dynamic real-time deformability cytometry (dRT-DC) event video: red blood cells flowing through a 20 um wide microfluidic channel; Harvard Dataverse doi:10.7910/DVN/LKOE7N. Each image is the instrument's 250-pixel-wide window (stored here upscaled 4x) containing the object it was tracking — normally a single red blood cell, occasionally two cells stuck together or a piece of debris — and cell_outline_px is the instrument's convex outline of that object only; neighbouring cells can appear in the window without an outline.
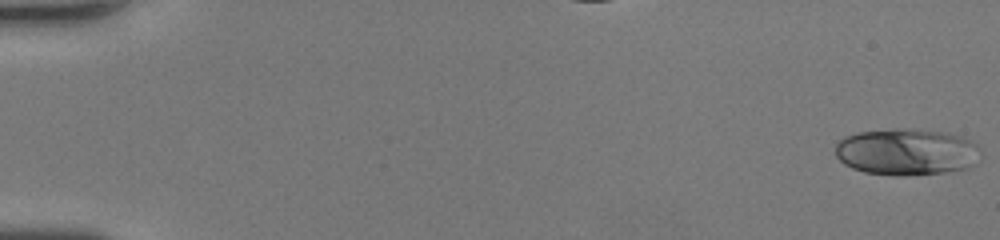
{"species": "human", "species_latin": "Homo sapiens", "temperature_condition": "room temperature", "stored_images_in_passage": 48, "camera_frame_rate_fps": 3000, "um_per_image_px": 0.085, "donor": {"sex": "female"}, "frame": {"image": 1, "passage_image": 1, "time_ms": 0.0, "image_size_px": [1000, 240], "cell_outline_px": [[980, 160], [976, 164], [968, 168], [944, 172], [904, 176], [896, 176], [864, 172], [852, 168], [844, 164], [836, 156], [836, 144], [844, 136], [856, 132], [896, 128], [912, 128], [948, 132], [960, 136], [976, 144], [980, 152]], "centroid_in_image_um": [77.07, 12.9], "position_along_channel_um": 7.9, "area_um2": 40.06}}
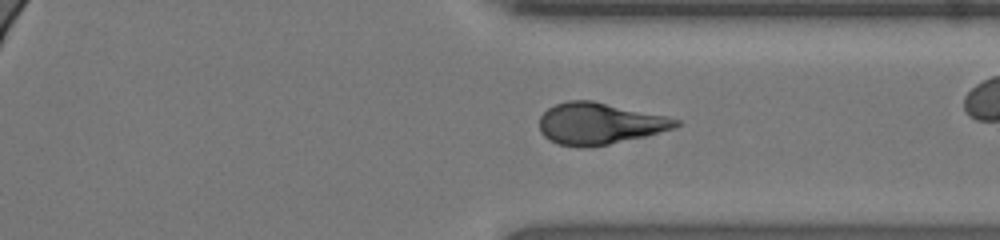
{"frame": {"image": 2, "passage_image": 37, "time_ms": 12.0, "image_size_px": [1000, 240], "cell_outline_px": [[680, 124], [676, 128], [644, 136], [608, 144], [580, 148], [560, 144], [548, 140], [540, 132], [540, 116], [548, 108], [556, 104], [568, 100], [592, 100], [668, 116], [680, 120]], "centroid_in_image_um": [50.95, 10.49], "position_along_channel_um": 360.4, "area_um2": 33.06}}
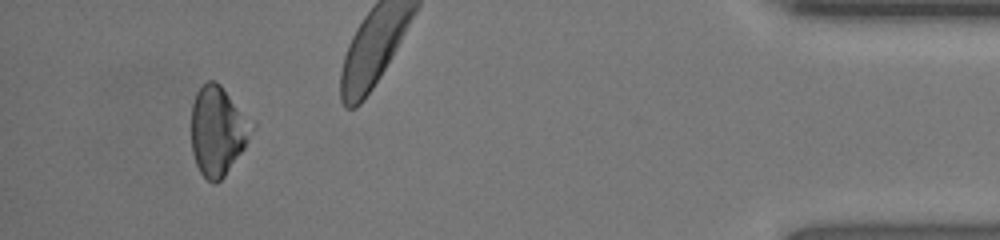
{"frame": {"image": 3, "passage_image": 45, "time_ms": 14.667, "image_size_px": [1000, 240], "cell_outline_px": [[256, 124], [244, 148], [224, 176], [216, 184], [212, 184], [200, 172], [196, 164], [192, 152], [192, 104], [196, 92], [208, 80], [216, 80], [256, 120]], "centroid_in_image_um": [18.55, 11.07], "position_along_channel_um": 416.6, "area_um2": 31.96}, "authors_computed_cell_mechanics": {"area_um2": 32.8304, "velocity_mm_per_s": 4.4467, "shape_relaxation_time_tau1_ms": 7.6948, "shape_relaxation_time_tau2_ms": 1.6171, "deformation_change_tau1": 0.2188, "deformation_change_tau2": 0.0707}}